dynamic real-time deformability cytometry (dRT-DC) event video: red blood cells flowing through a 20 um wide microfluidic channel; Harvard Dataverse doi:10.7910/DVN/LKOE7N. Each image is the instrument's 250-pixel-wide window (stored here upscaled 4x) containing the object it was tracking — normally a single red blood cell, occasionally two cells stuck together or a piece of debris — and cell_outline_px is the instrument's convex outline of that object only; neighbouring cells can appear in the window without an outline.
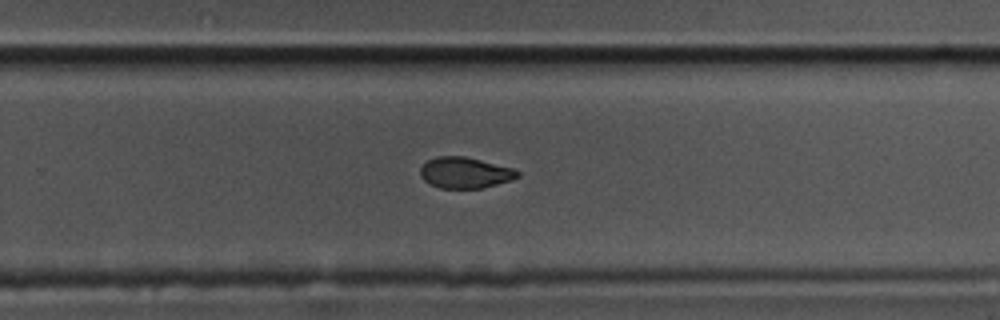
{"species": "common noctule bat (a hibernating species)", "species_latin": "Nyctalus noctula", "temperature_condition": "cold", "stored_images_in_passage": 36, "camera_frame_rate_fps": 3000, "um_per_image_px": 0.085, "animal": {"sex": "male", "body_mass_g": 17.5, "forearm_length_mm": 52.3}, "frame": {"image": 1, "passage_image": 21, "time_ms": 6.667, "image_size_px": [1000, 320], "cell_outline_px": [[520, 176], [512, 180], [484, 188], [440, 188], [428, 184], [420, 176], [420, 168], [428, 160], [436, 156], [464, 156], [512, 168], [520, 172]], "centroid_in_image_um": [39.51, 14.69], "position_along_channel_um": 290.3, "area_um2": 17.63}}
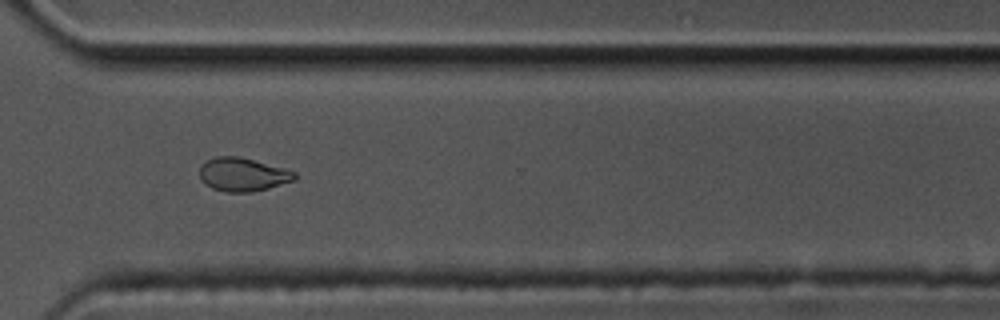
{"frame": {"image": 2, "passage_image": 26, "time_ms": 8.333, "image_size_px": [1000, 320], "cell_outline_px": [[296, 180], [268, 188], [252, 192], [228, 192], [212, 188], [200, 180], [200, 164], [216, 156], [240, 156], [284, 168], [296, 172]], "centroid_in_image_um": [20.63, 14.83], "position_along_channel_um": 350.0, "area_um2": 18.61}, "authors_computed_cell_mechanics": {"area_um2": 19.363, "velocity_mm_per_s": 3.5705, "shape_relaxation_time_tau1_ms": 4.0385, "shape_relaxation_time_tau2_ms": 3.9515, "deformation_change_tau1": 0.1238, "deformation_change_tau2": 0.0762}}